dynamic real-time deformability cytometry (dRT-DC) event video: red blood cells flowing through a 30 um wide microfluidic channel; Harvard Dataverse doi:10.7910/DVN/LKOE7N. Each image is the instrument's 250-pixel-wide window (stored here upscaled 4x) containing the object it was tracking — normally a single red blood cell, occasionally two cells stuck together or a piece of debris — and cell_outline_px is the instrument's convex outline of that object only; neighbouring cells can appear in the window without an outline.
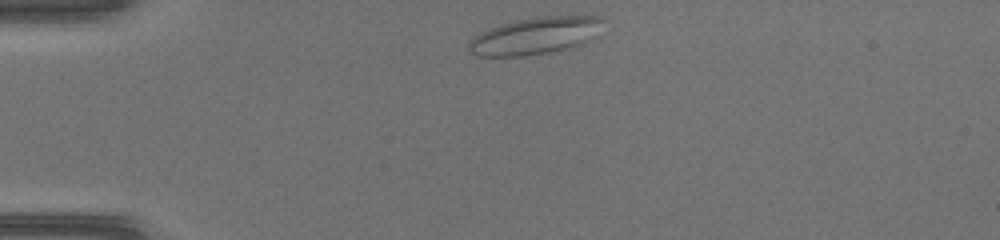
{"species": "common noctule bat (a hibernating species)", "species_latin": "Nyctalus noctula", "temperature_condition": "warm", "stored_images_in_passage": 36, "camera_frame_rate_fps": 3000, "um_per_image_px": 0.085, "animal": {"sex": "female", "body_mass_g": 17.0, "forearm_length_mm": 48.0}, "frame": {"image": 1, "passage_image": 1, "time_ms": 0.0, "image_size_px": [1000, 240], "cell_outline_px": [[600, 20], [592, 36], [580, 44], [544, 52], [520, 56], [480, 56], [472, 52], [468, 48], [472, 40], [480, 32], [500, 24], [516, 20], [540, 16], [600, 16]], "centroid_in_image_um": [45.39, 3.02], "position_along_channel_um": 39.6, "area_um2": 27.69}}
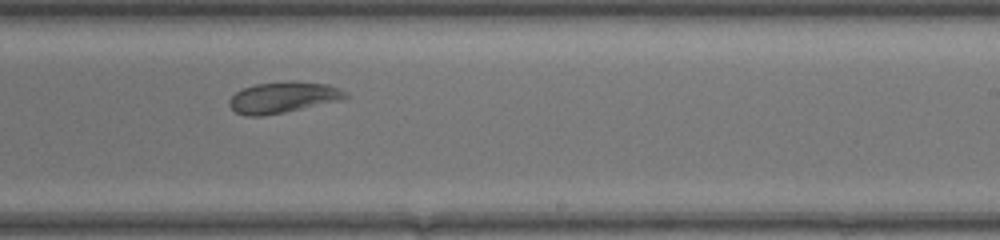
{"frame": {"image": 2, "passage_image": 19, "time_ms": 6.0, "image_size_px": [1000, 240], "cell_outline_px": [[348, 96], [336, 100], [284, 112], [260, 116], [244, 116], [236, 112], [228, 104], [228, 100], [236, 92], [244, 88], [256, 84], [328, 84], [340, 88], [348, 92]], "centroid_in_image_um": [23.98, 8.32], "position_along_channel_um": 265.0, "area_um2": 19.77}}
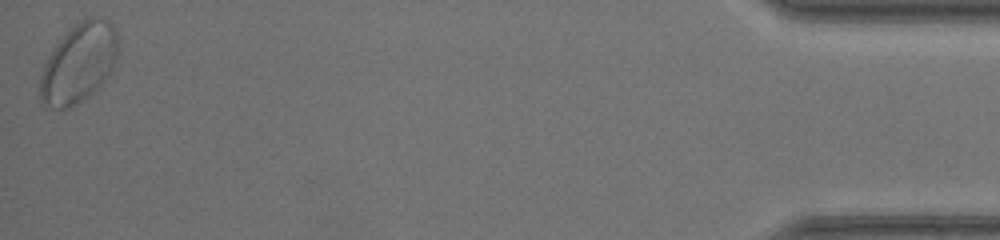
{"frame": {"image": 3, "passage_image": 36, "time_ms": 11.667, "image_size_px": [1000, 240], "cell_outline_px": [[116, 56], [112, 68], [100, 84], [92, 92], [76, 104], [68, 108], [52, 108], [40, 100], [40, 76], [44, 64], [48, 56], [56, 44], [76, 24], [88, 16], [100, 16], [108, 20], [112, 24], [116, 32]], "centroid_in_image_um": [6.67, 5.34], "position_along_channel_um": 428.5, "area_um2": 35.26}}